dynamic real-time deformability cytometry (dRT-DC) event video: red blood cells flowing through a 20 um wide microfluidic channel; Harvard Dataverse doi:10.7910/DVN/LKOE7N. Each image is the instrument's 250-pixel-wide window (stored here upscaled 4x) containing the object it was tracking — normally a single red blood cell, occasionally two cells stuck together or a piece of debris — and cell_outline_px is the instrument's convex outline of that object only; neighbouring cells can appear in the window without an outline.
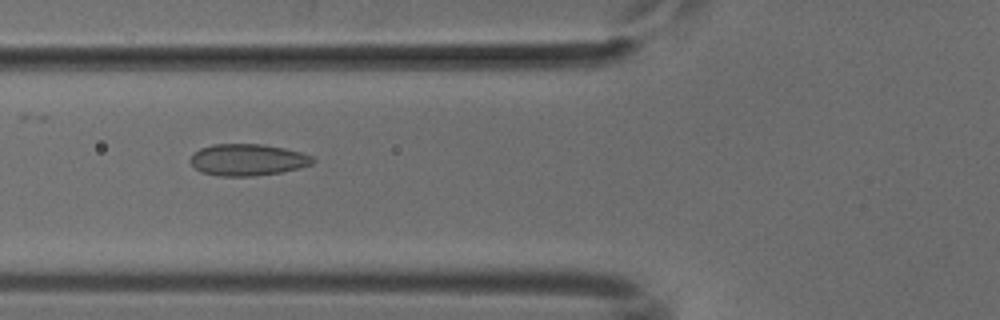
{"species": "common noctule bat (a hibernating species)", "species_latin": "Nyctalus noctula", "temperature_condition": "cold", "stored_images_in_passage": 52, "camera_frame_rate_fps": 3000, "um_per_image_px": 0.085, "animal": {"sex": "male", "body_mass_g": 18.8}, "frame": {"image": 1, "passage_image": 20, "time_ms": 6.333, "image_size_px": [1000, 320], "cell_outline_px": [[316, 160], [312, 164], [300, 168], [280, 172], [252, 176], [220, 176], [200, 172], [188, 160], [200, 148], [212, 144], [260, 144], [284, 148], [300, 152], [312, 156]], "centroid_in_image_um": [21.05, 13.58], "position_along_channel_um": 104.8, "area_um2": 22.54}}
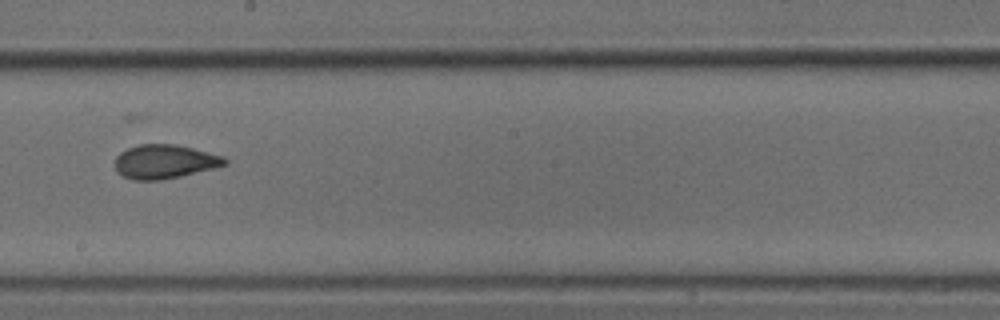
{"frame": {"image": 2, "passage_image": 30, "time_ms": 9.667, "image_size_px": [1000, 320], "cell_outline_px": [[228, 164], [180, 176], [160, 180], [132, 180], [116, 172], [116, 156], [120, 152], [128, 148], [140, 144], [176, 144], [224, 156], [228, 160]], "centroid_in_image_um": [13.98, 13.73], "position_along_channel_um": 234.2, "area_um2": 21.62}}
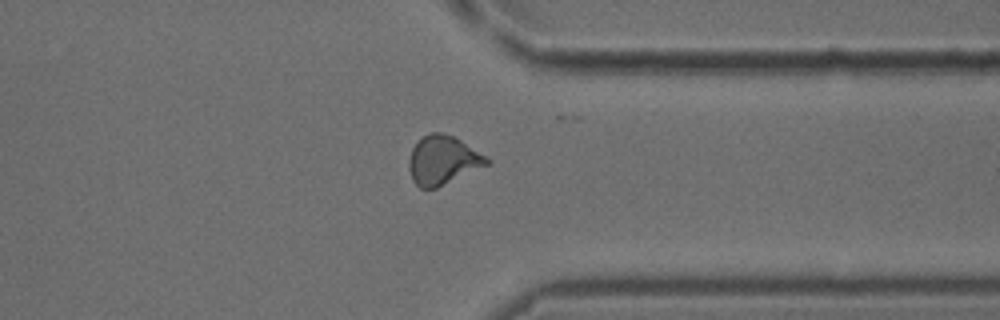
{"frame": {"image": 3, "passage_image": 41, "time_ms": 13.333, "image_size_px": [1000, 320], "cell_outline_px": [[492, 160], [488, 164], [436, 188], [420, 188], [412, 180], [408, 168], [408, 160], [412, 148], [424, 136], [432, 132], [444, 132], [460, 140]], "centroid_in_image_um": [37.61, 13.62], "position_along_channel_um": 373.8, "area_um2": 21.85}}